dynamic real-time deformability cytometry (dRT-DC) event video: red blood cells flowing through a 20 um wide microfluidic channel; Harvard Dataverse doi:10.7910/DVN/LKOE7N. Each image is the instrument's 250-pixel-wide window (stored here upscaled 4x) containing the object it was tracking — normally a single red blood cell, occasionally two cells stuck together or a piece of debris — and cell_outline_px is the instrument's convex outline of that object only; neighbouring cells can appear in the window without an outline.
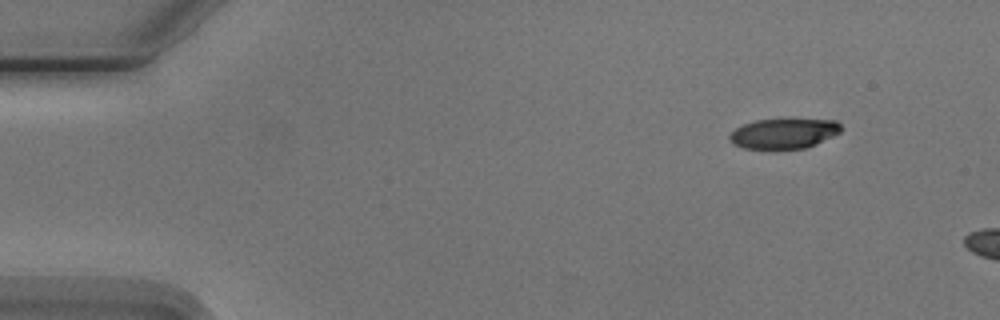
{"species": "Egyptian fruit bat (a non-hibernating species)", "species_latin": "Rousettus aegyptiacus", "temperature_condition": "cold", "stored_images_in_passage": 2, "camera_frame_rate_fps": 3000, "um_per_image_px": 0.085, "animal": {"sex": "male"}, "frame": {"image": 1, "passage_image": 1, "time_ms": 0.0, "image_size_px": [1000, 320], "cell_outline_px": [[840, 132], [816, 144], [804, 148], [776, 152], [768, 152], [744, 148], [732, 144], [728, 140], [728, 136], [736, 128], [744, 124], [756, 120], [836, 120], [840, 124]], "centroid_in_image_um": [66.54, 11.42], "position_along_channel_um": 18.5, "area_um2": 20.11}}